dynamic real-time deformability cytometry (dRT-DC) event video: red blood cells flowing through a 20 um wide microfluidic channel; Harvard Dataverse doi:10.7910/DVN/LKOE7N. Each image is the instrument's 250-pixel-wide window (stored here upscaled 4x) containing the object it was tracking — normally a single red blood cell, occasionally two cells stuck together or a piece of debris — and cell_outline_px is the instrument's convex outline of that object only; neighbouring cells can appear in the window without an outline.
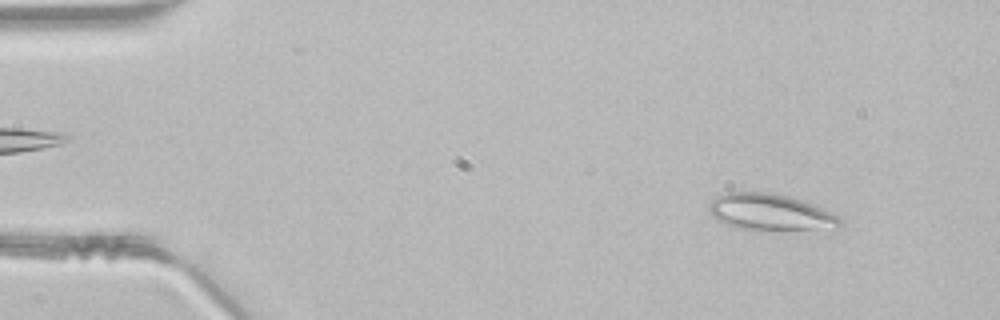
{"species": "common noctule bat (a hibernating species)", "species_latin": "Nyctalus noctula", "temperature_condition": "room temperature", "stored_images_in_passage": 46, "segment_of_instrument_passage": [1, 2], "camera_frame_rate_fps": 3000, "um_per_image_px": 0.085, "animal": {"sex": "male", "body_mass_g": 21.5, "forearm_length_mm": 52.0}, "frame": {"image": 1, "passage_image": 4, "time_ms": 1.0, "image_size_px": [1000, 320], "cell_outline_px": [[844, 224], [836, 228], [740, 228], [716, 220], [708, 212], [708, 204], [716, 196], [724, 192], [768, 192], [788, 196], [800, 200], [820, 208], [844, 220]], "centroid_in_image_um": [65.39, 18.0], "position_along_channel_um": 19.6, "area_um2": 26.93}}
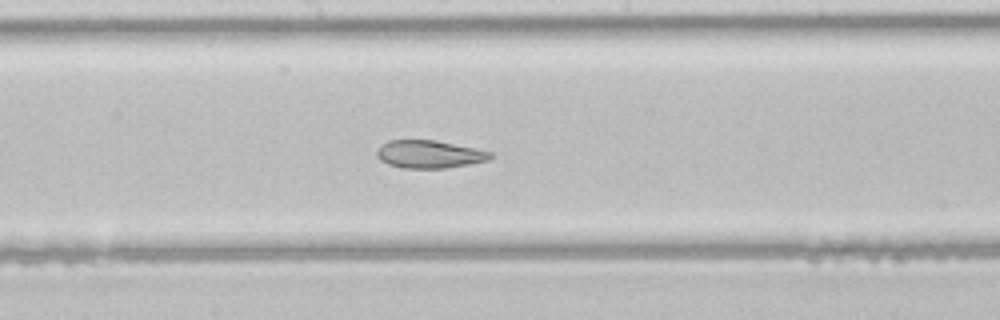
{"frame": {"image": 2, "passage_image": 24, "time_ms": 7.667, "image_size_px": [1000, 320], "cell_outline_px": [[492, 156], [488, 160], [468, 164], [444, 168], [404, 168], [388, 164], [380, 160], [376, 156], [376, 152], [380, 144], [388, 140], [436, 140], [492, 152]], "centroid_in_image_um": [36.44, 13.1], "position_along_channel_um": 211.8, "area_um2": 18.32}}
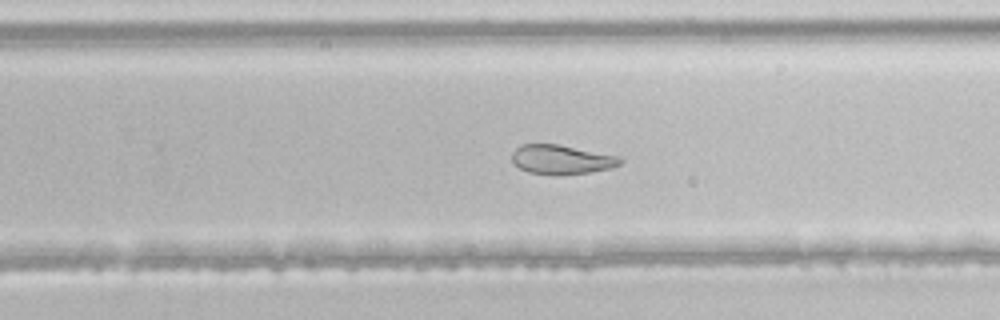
{"frame": {"image": 3, "passage_image": 29, "time_ms": 9.333, "image_size_px": [1000, 320], "cell_outline_px": [[624, 160], [620, 164], [608, 168], [588, 172], [528, 172], [520, 168], [512, 160], [512, 152], [520, 144], [556, 144], [620, 156]], "centroid_in_image_um": [47.73, 13.5], "position_along_channel_um": 282.1, "area_um2": 17.57}}